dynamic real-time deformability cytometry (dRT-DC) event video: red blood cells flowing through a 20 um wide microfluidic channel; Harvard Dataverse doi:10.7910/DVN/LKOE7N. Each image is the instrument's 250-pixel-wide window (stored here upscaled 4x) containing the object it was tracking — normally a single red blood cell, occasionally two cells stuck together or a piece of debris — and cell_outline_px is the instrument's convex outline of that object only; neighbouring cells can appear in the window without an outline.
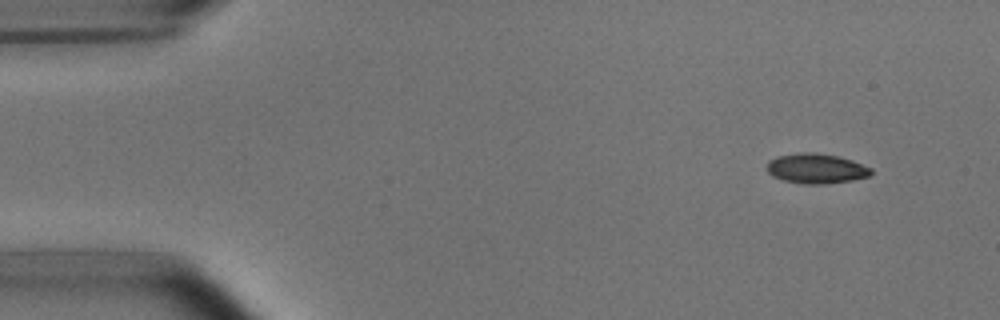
{"species": "common noctule bat (a hibernating species)", "species_latin": "Nyctalus noctula", "temperature_condition": "room temperature", "stored_images_in_passage": 3, "camera_frame_rate_fps": 3000, "um_per_image_px": 0.085, "animal": {"sex": "male", "body_mass_g": 15.6}, "frame": {"image": 1, "passage_image": 1, "time_ms": 0.0, "image_size_px": [1000, 320], "cell_outline_px": [[872, 172], [868, 176], [852, 180], [824, 184], [804, 184], [784, 180], [772, 176], [768, 172], [768, 160], [776, 156], [800, 152], [812, 152], [836, 156], [852, 160], [872, 168]], "centroid_in_image_um": [69.36, 14.32], "position_along_channel_um": 15.6, "area_um2": 18.09}}
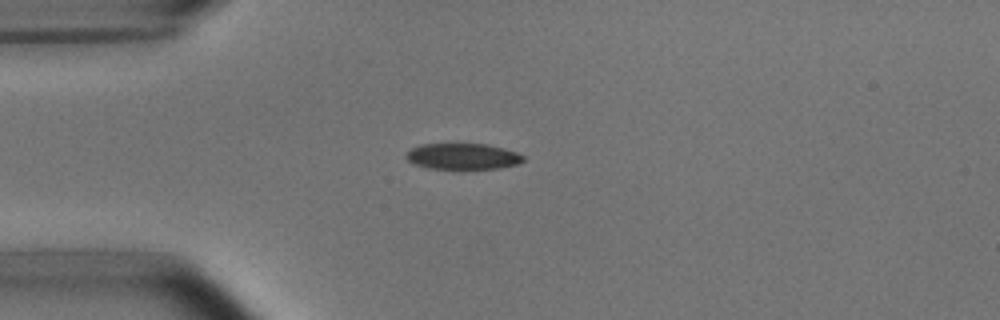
{"frame": {"image": 2, "passage_image": 3, "time_ms": 3.0, "image_size_px": [1000, 320], "cell_outline_px": [[524, 160], [516, 164], [500, 168], [428, 168], [412, 164], [404, 156], [412, 148], [420, 144], [488, 144], [504, 148], [516, 152], [524, 156]], "centroid_in_image_um": [39.31, 13.28], "position_along_channel_um": 45.7, "area_um2": 17.63}}